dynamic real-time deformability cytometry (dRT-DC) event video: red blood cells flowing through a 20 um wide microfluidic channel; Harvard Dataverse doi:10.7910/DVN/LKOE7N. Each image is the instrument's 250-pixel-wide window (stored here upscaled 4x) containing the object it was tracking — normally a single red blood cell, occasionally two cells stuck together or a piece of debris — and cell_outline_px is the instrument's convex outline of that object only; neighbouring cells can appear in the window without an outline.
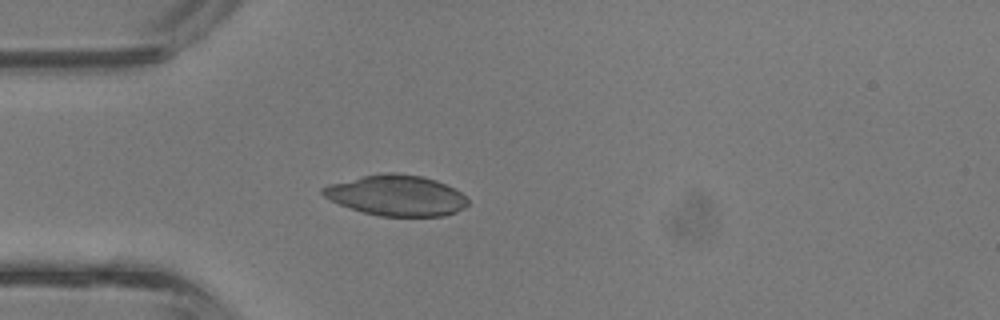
{"species": "common noctule bat (a hibernating species)", "species_latin": "Nyctalus noctula", "temperature_condition": "room temperature", "stored_images_in_passage": 31, "camera_frame_rate_fps": 3000, "um_per_image_px": 0.085, "animal": {"sex": "male", "body_mass_g": 13.3}, "frame": {"image": 1, "passage_image": 1, "time_ms": 0.0, "image_size_px": [1000, 320], "cell_outline_px": [[468, 204], [464, 208], [456, 212], [444, 216], [380, 216], [364, 212], [340, 204], [324, 196], [320, 192], [320, 188], [328, 184], [364, 176], [388, 172], [396, 172], [420, 176], [436, 180], [456, 188], [468, 200]], "centroid_in_image_um": [33.72, 16.61], "position_along_channel_um": 51.3, "area_um2": 34.22}}
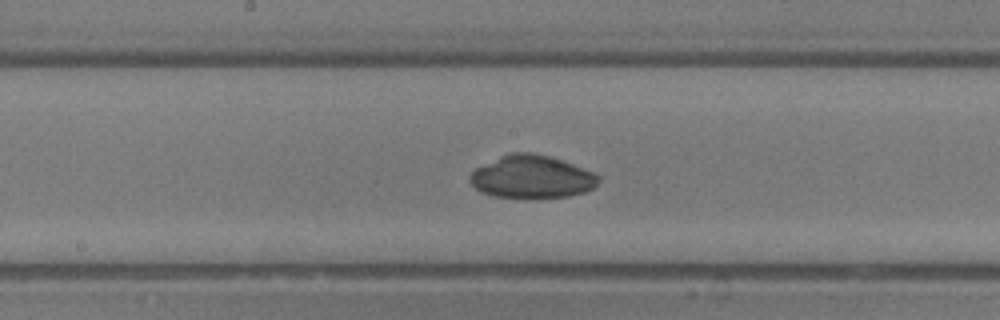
{"frame": {"image": 2, "passage_image": 11, "time_ms": 3.333, "image_size_px": [1000, 320], "cell_outline_px": [[600, 180], [592, 188], [584, 192], [568, 196], [492, 196], [480, 192], [468, 180], [472, 172], [476, 168], [508, 152], [536, 152], [596, 172], [600, 176]], "centroid_in_image_um": [45.2, 15.0], "position_along_channel_um": 203.0, "area_um2": 31.62}}
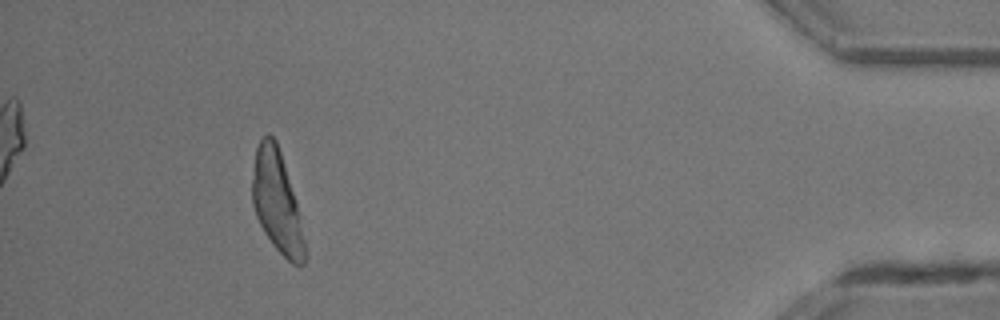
{"frame": {"image": 3, "passage_image": 28, "time_ms": 9.0, "image_size_px": [1000, 320], "cell_outline_px": [[304, 264], [300, 268], [292, 264], [272, 244], [264, 232], [256, 216], [252, 204], [252, 180], [256, 148], [260, 140], [268, 132], [276, 140], [296, 200], [304, 240]], "centroid_in_image_um": [23.52, 17.16], "position_along_channel_um": 411.7, "area_um2": 30.63}}